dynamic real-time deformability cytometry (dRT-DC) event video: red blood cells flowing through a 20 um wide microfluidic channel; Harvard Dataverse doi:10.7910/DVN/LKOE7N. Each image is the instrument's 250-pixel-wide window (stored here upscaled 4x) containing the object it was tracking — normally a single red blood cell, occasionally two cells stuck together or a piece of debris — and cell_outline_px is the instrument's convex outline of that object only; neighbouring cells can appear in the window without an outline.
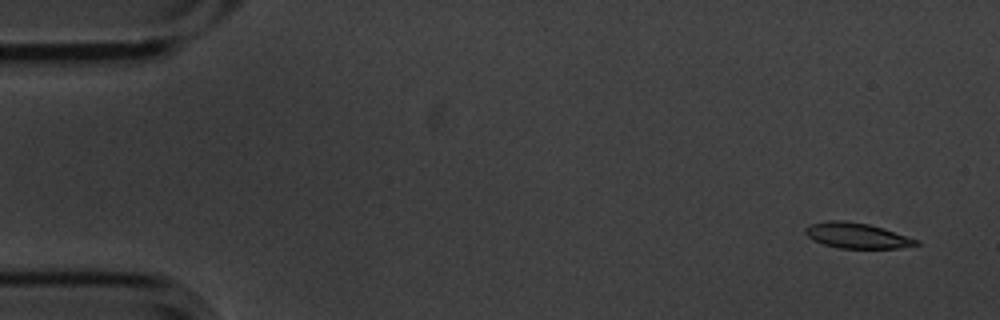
{"species": "common noctule bat (a hibernating species)", "species_latin": "Nyctalus noctula", "temperature_condition": "cold", "stored_images_in_passage": 6, "camera_frame_rate_fps": 3000, "um_per_image_px": 0.085, "animal": {"sex": "male", "body_mass_g": 20.1, "forearm_length_mm": 53.5}, "frame": {"image": 1, "passage_image": 1, "time_ms": 0.0, "image_size_px": [1000, 320], "cell_outline_px": [[920, 244], [896, 248], [840, 248], [824, 244], [812, 240], [804, 232], [804, 228], [808, 224], [828, 220], [844, 220], [868, 224], [884, 228], [920, 240]], "centroid_in_image_um": [72.81, 20.01], "position_along_channel_um": 12.2, "area_um2": 16.53}}
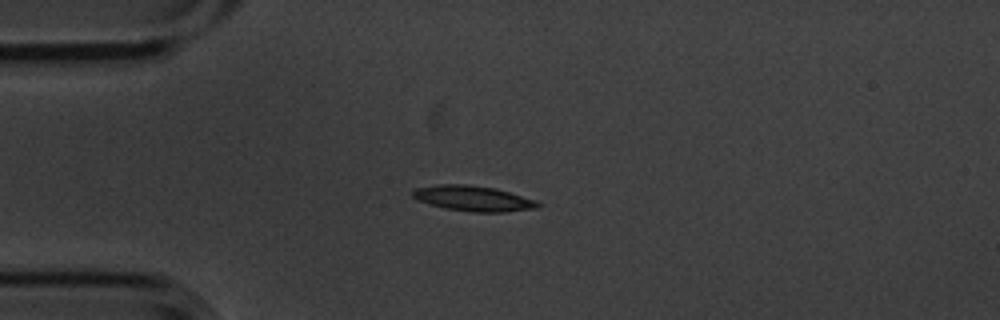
{"frame": {"image": 2, "passage_image": 4, "time_ms": 1.0, "image_size_px": [1000, 320], "cell_outline_px": [[540, 204], [536, 208], [504, 212], [472, 212], [444, 208], [416, 200], [412, 196], [412, 192], [416, 188], [440, 184], [468, 184], [496, 188], [536, 200]], "centroid_in_image_um": [40.2, 16.86], "position_along_channel_um": 44.8, "area_um2": 18.5}}
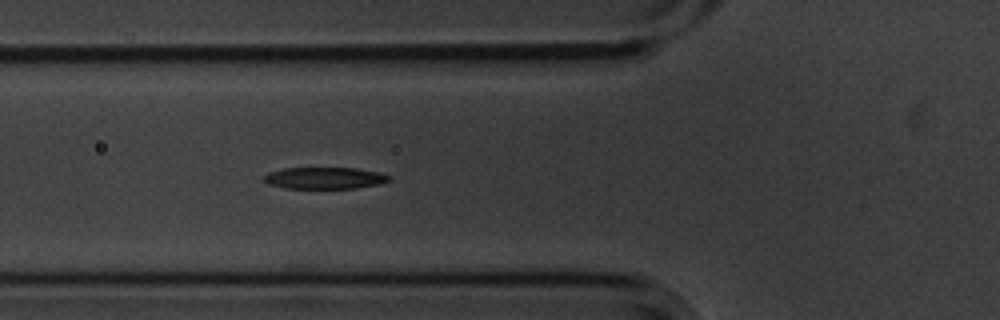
{"frame": {"image": 3, "passage_image": 6, "time_ms": 1.667, "image_size_px": [1000, 320], "cell_outline_px": [[392, 180], [380, 184], [356, 188], [284, 188], [268, 184], [264, 180], [264, 176], [268, 172], [284, 168], [356, 168], [376, 172], [392, 176]], "centroid_in_image_um": [27.61, 15.13], "position_along_channel_um": 98.2, "area_um2": 15.84}}